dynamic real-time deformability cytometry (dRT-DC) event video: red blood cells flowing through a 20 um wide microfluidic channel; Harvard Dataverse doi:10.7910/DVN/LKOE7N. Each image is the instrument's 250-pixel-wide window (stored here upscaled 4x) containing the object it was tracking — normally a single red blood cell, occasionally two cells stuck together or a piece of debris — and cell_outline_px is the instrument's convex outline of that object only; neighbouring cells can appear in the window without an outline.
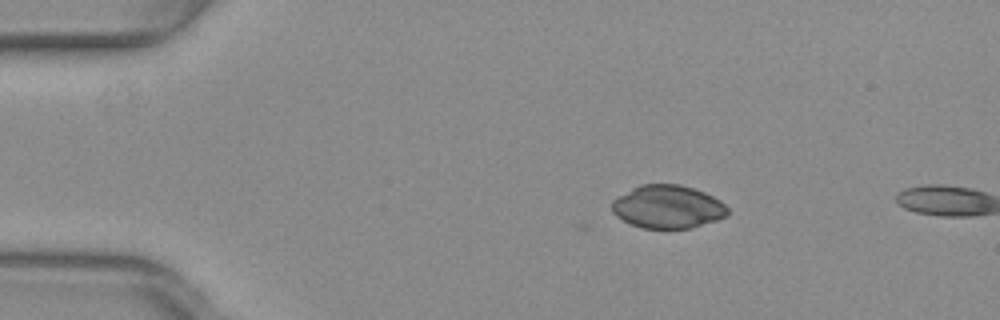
{"species": "common noctule bat (a hibernating species)", "species_latin": "Nyctalus noctula", "temperature_condition": "warm", "stored_images_in_passage": 4, "camera_frame_rate_fps": 3000, "um_per_image_px": 0.085, "animal": {"sex": "female", "body_mass_g": 29.2, "forearm_length_mm": 56.3}, "frame": {"image": 1, "passage_image": 1, "time_ms": 0.0, "image_size_px": [1000, 320], "cell_outline_px": [[728, 216], [692, 228], [640, 228], [616, 216], [612, 212], [612, 200], [632, 188], [640, 184], [680, 184], [704, 192], [720, 200], [728, 208]], "centroid_in_image_um": [56.76, 17.58], "position_along_channel_um": 28.2, "area_um2": 29.07}}